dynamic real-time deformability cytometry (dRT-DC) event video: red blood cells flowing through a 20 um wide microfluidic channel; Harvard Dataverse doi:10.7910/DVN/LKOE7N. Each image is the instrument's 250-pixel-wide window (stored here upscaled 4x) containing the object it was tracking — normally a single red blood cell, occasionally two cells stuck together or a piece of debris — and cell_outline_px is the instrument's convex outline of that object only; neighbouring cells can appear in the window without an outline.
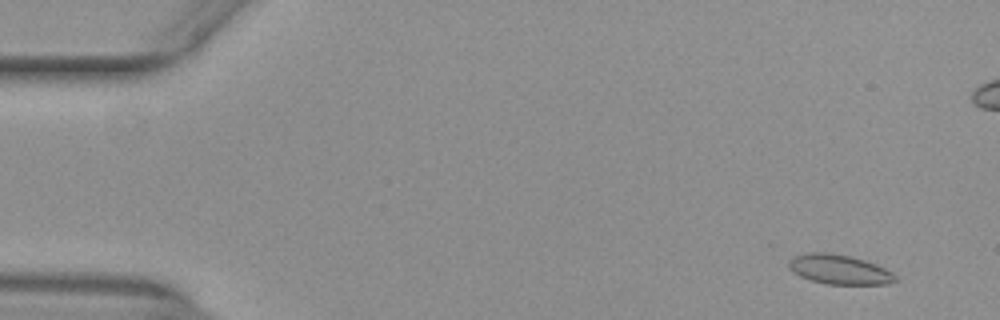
{"species": "common noctule bat (a hibernating species)", "species_latin": "Nyctalus noctula", "temperature_condition": "warm", "stored_images_in_passage": 54, "camera_frame_rate_fps": 3000, "um_per_image_px": 0.085, "animal": {"sex": "female", "body_mass_g": 29.2, "forearm_length_mm": 56.3}, "frame": {"image": 1, "passage_image": 4, "time_ms": 1.0, "image_size_px": [1000, 320], "cell_outline_px": [[900, 280], [888, 284], [828, 284], [808, 280], [792, 272], [788, 268], [788, 264], [796, 256], [808, 252], [828, 252], [852, 256], [876, 264], [892, 272]], "centroid_in_image_um": [71.36, 22.91], "position_along_channel_um": 13.6, "area_um2": 18.5}}
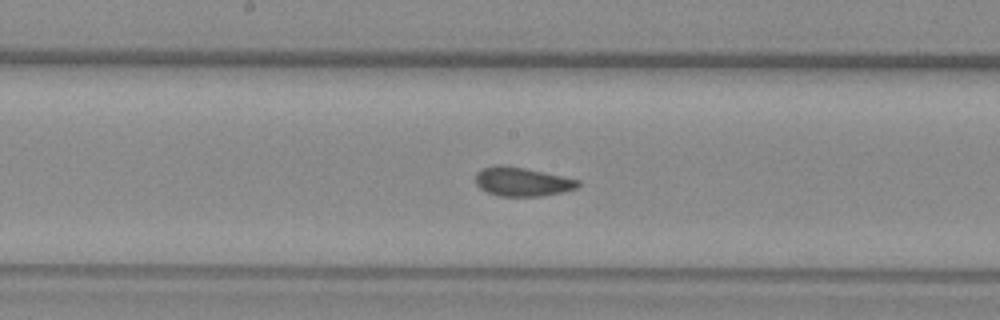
{"frame": {"image": 2, "passage_image": 28, "time_ms": 9.0, "image_size_px": [1000, 320], "cell_outline_px": [[580, 184], [576, 188], [564, 192], [540, 196], [500, 196], [488, 192], [480, 188], [476, 184], [476, 172], [480, 168], [496, 164], [504, 164], [524, 168], [580, 180]], "centroid_in_image_um": [44.35, 15.43], "position_along_channel_um": 203.9, "area_um2": 17.34}}
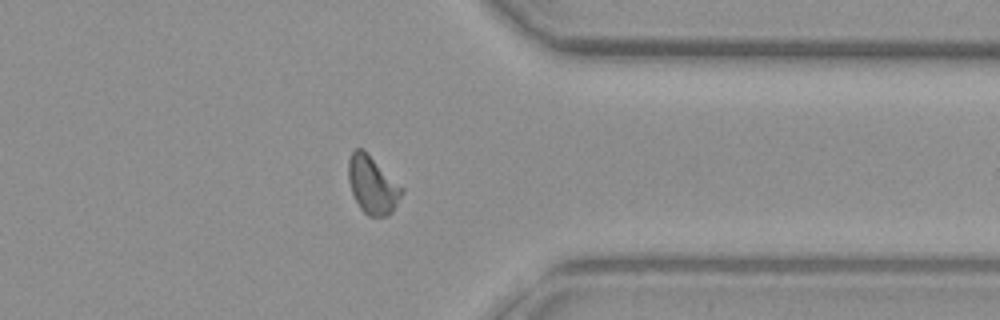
{"frame": {"image": 3, "passage_image": 42, "time_ms": 13.667, "image_size_px": [1000, 320], "cell_outline_px": [[404, 192], [392, 212], [388, 216], [368, 216], [360, 208], [352, 192], [348, 180], [348, 160], [352, 148], [364, 148], [404, 188]], "centroid_in_image_um": [31.66, 15.68], "position_along_channel_um": 379.7, "area_um2": 18.26}, "authors_computed_cell_mechanics": {"area_um2": 17.6579, "velocity_mm_per_s": 3.9446, "shape_relaxation_time_tau1_ms": null, "shape_relaxation_time_tau2_ms": 0.5275, "deformation_change_tau1": null, "deformation_change_tau2": 0.0515}}